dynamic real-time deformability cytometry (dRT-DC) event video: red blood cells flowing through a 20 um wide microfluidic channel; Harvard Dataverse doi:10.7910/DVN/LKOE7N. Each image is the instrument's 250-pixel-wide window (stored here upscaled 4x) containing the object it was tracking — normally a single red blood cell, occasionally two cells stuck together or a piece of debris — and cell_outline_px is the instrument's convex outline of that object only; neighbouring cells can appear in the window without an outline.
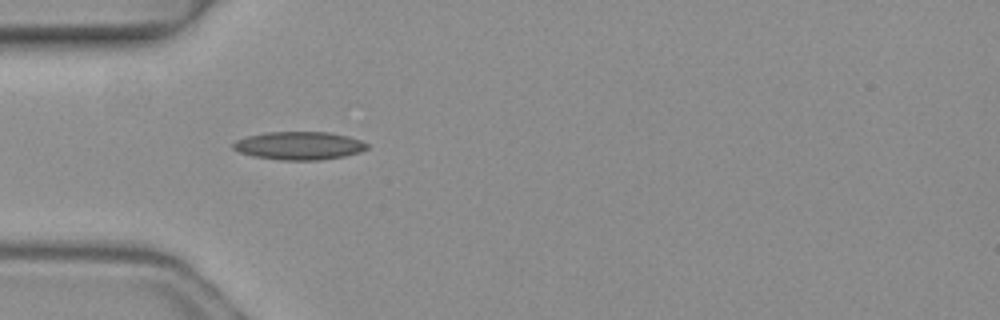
{"species": "common noctule bat (a hibernating species)", "species_latin": "Nyctalus noctula", "temperature_condition": "warm", "stored_images_in_passage": 6, "camera_frame_rate_fps": 3000, "um_per_image_px": 0.085, "animal": {"sex": "female", "body_mass_g": 19.3, "forearm_length_mm": 54.1}, "frame": {"image": 1, "passage_image": 5, "time_ms": 1.333, "image_size_px": [1000, 320], "cell_outline_px": [[368, 148], [360, 152], [344, 156], [320, 160], [280, 160], [252, 156], [240, 152], [232, 148], [232, 144], [236, 140], [248, 136], [264, 132], [328, 132], [348, 136], [360, 140], [368, 144]], "centroid_in_image_um": [25.41, 12.38], "position_along_channel_um": 59.6, "area_um2": 21.96}}
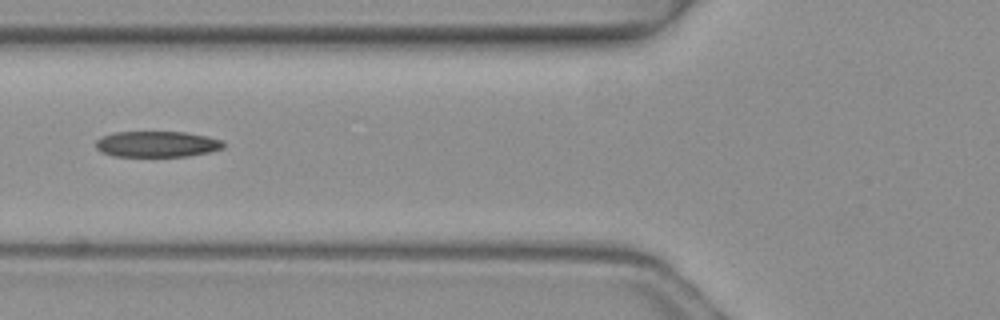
{"frame": {"image": 2, "passage_image": 6, "time_ms": 1.667, "image_size_px": [1000, 320], "cell_outline_px": [[224, 148], [208, 152], [188, 156], [112, 156], [100, 152], [96, 148], [96, 140], [100, 136], [112, 132], [184, 132], [208, 136], [220, 140], [224, 144]], "centroid_in_image_um": [13.29, 12.24], "position_along_channel_um": 112.5, "area_um2": 19.36}}